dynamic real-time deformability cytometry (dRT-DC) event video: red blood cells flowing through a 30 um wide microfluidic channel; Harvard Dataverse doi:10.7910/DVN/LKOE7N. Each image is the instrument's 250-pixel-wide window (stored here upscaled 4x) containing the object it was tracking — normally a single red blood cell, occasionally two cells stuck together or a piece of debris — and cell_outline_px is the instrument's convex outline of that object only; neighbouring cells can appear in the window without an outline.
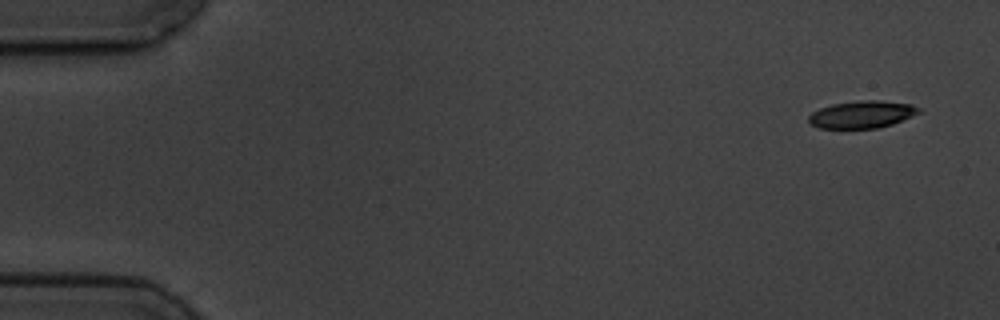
{"species": "common noctule bat (a hibernating species)", "species_latin": "Nyctalus noctula", "temperature_condition": "cold", "stored_images_in_passage": 4, "camera_frame_rate_fps": 3000, "um_per_image_px": 0.085, "animal": {"sex": "male", "body_mass_g": 19.5, "forearm_length_mm": 54.6}, "frame": {"image": 1, "passage_image": 1, "time_ms": 0.0, "image_size_px": [1000, 320], "cell_outline_px": [[920, 112], [912, 116], [892, 124], [880, 128], [820, 128], [808, 124], [808, 116], [812, 112], [820, 108], [832, 104], [860, 100], [880, 100], [912, 104], [920, 108]], "centroid_in_image_um": [73.25, 9.72], "position_along_channel_um": 11.8, "area_um2": 17.63}}